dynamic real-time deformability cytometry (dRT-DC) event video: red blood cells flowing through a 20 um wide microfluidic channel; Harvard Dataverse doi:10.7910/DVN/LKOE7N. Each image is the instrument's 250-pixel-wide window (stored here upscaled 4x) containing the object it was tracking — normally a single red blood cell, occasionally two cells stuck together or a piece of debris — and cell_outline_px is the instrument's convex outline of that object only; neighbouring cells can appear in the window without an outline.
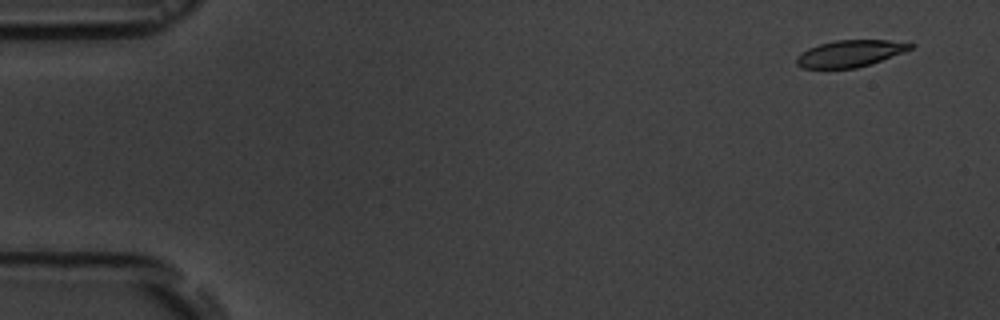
{"species": "common noctule bat (a hibernating species)", "species_latin": "Nyctalus noctula", "temperature_condition": "room temperature", "stored_images_in_passage": 5, "camera_frame_rate_fps": 3000, "um_per_image_px": 0.085, "animal": {"sex": "male", "body_mass_g": 19.5, "forearm_length_mm": 54.6}, "frame": {"image": 1, "passage_image": 1, "time_ms": 0.0, "image_size_px": [1000, 320], "cell_outline_px": [[916, 44], [912, 48], [880, 60], [856, 68], [804, 68], [796, 64], [796, 56], [808, 48], [820, 44], [836, 40], [888, 40]], "centroid_in_image_um": [72.21, 4.54], "position_along_channel_um": 12.8, "area_um2": 17.4}}
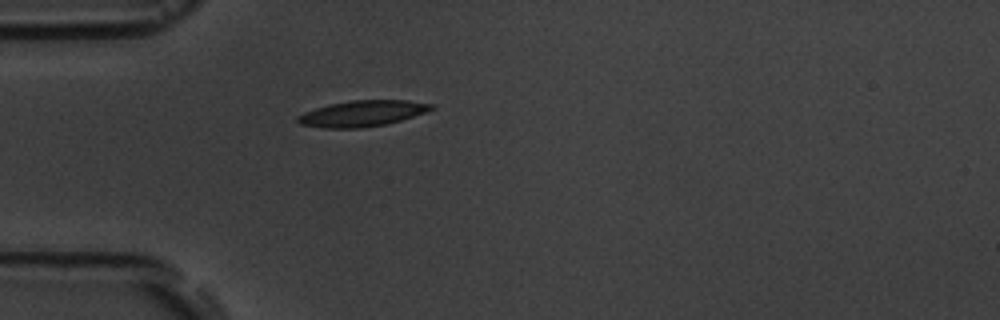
{"frame": {"image": 2, "passage_image": 5, "time_ms": 4.333, "image_size_px": [1000, 320], "cell_outline_px": [[436, 108], [400, 120], [384, 124], [360, 128], [324, 128], [300, 124], [296, 120], [296, 116], [304, 112], [328, 104], [352, 100], [408, 100], [436, 104]], "centroid_in_image_um": [30.78, 9.63], "position_along_channel_um": 54.2, "area_um2": 20.17}}